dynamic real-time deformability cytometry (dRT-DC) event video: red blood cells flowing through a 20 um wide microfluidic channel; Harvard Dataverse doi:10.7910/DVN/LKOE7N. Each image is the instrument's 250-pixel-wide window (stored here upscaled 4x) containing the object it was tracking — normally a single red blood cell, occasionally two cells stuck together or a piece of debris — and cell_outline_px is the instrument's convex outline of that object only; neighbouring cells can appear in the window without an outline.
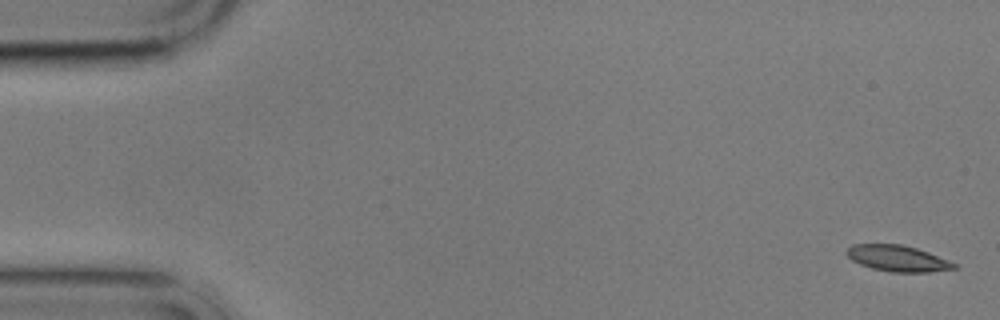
{"species": "common noctule bat (a hibernating species)", "species_latin": "Nyctalus noctula", "temperature_condition": "cold", "stored_images_in_passage": 11, "camera_frame_rate_fps": 3000, "um_per_image_px": 0.085, "animal": {"sex": "male", "body_mass_g": 17.9}, "frame": {"image": 1, "passage_image": 1, "time_ms": 0.0, "image_size_px": [1000, 320], "cell_outline_px": [[956, 268], [928, 272], [892, 272], [872, 268], [860, 264], [852, 260], [844, 252], [852, 244], [904, 244], [928, 252], [956, 264]], "centroid_in_image_um": [76.25, 21.95], "position_along_channel_um": 8.7, "area_um2": 16.18}}
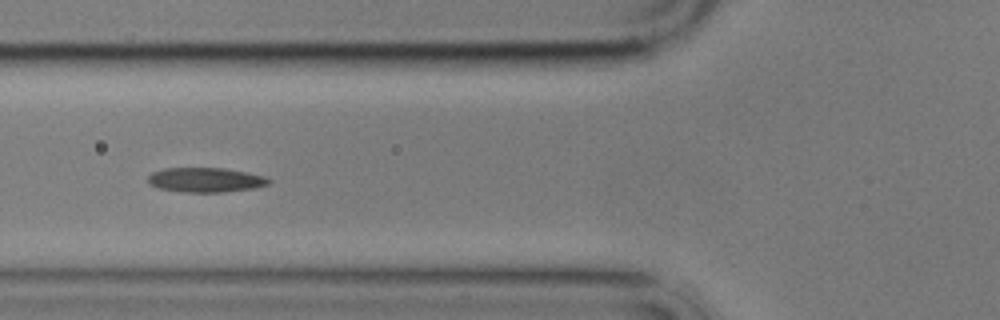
{"frame": {"image": 2, "passage_image": 6, "time_ms": 6.667, "image_size_px": [1000, 320], "cell_outline_px": [[272, 180], [268, 184], [256, 188], [224, 192], [184, 192], [160, 188], [148, 184], [148, 176], [152, 172], [164, 168], [224, 168], [248, 172], [264, 176]], "centroid_in_image_um": [17.49, 15.29], "position_along_channel_um": 108.3, "area_um2": 17.4}}
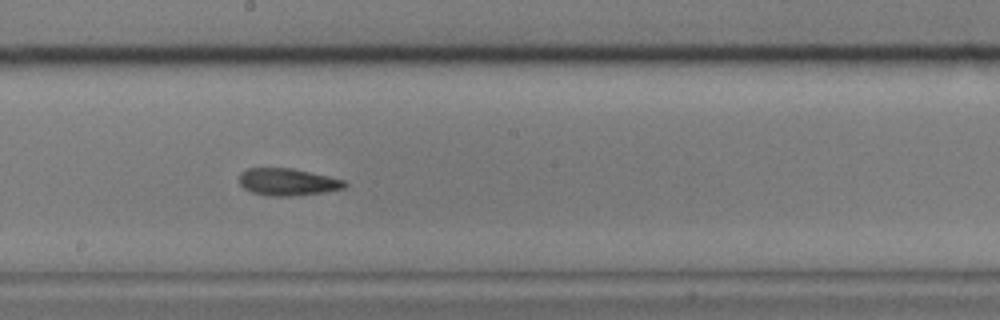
{"frame": {"image": 3, "passage_image": 9, "time_ms": 10.0, "image_size_px": [1000, 320], "cell_outline_px": [[348, 184], [344, 188], [324, 192], [292, 196], [268, 196], [252, 192], [244, 188], [240, 184], [240, 172], [248, 168], [292, 168], [328, 176], [344, 180]], "centroid_in_image_um": [24.44, 15.47], "position_along_channel_um": 223.8, "area_um2": 16.65}}